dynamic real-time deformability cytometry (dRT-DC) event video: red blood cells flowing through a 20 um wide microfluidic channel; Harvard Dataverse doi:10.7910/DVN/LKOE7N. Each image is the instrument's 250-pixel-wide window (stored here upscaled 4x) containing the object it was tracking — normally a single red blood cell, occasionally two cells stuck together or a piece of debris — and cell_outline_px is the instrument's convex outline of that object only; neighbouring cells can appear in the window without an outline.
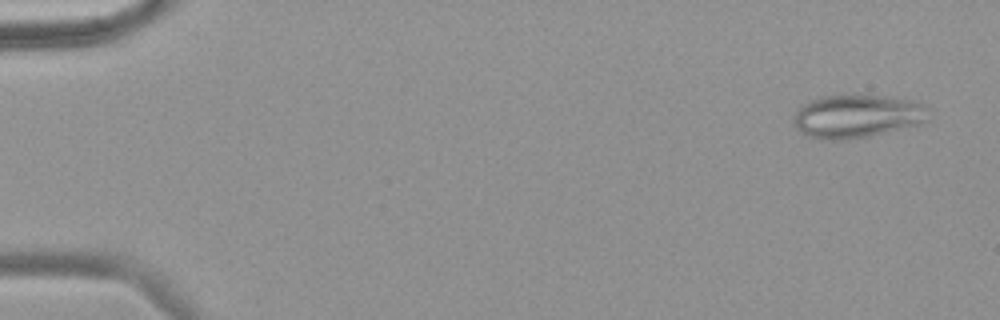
{"species": "common noctule bat (a hibernating species)", "species_latin": "Nyctalus noctula", "temperature_condition": "warm", "stored_images_in_passage": 57, "camera_frame_rate_fps": 3000, "um_per_image_px": 0.085, "animal": {"sex": "female", "body_mass_g": 18.4}, "frame": {"image": 1, "passage_image": 3, "time_ms": 0.667, "image_size_px": [1000, 320], "cell_outline_px": [[928, 120], [920, 124], [868, 136], [848, 140], [832, 140], [808, 136], [800, 132], [796, 128], [796, 112], [800, 104], [816, 96], [840, 92], [852, 92], [916, 100], [928, 108]], "centroid_in_image_um": [72.84, 9.81], "position_along_channel_um": 12.2, "area_um2": 35.08}}
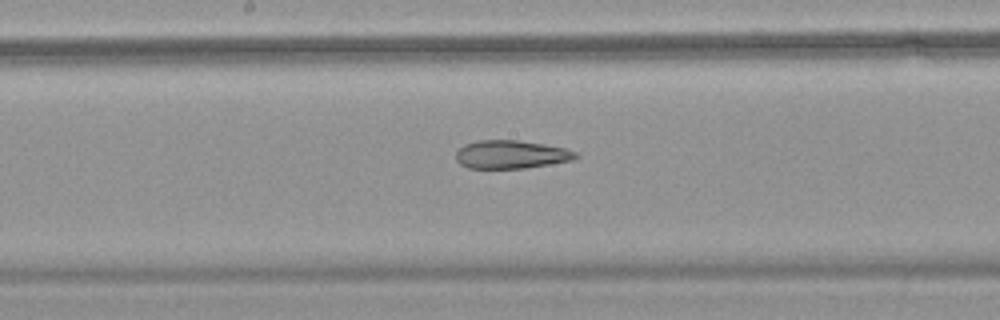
{"frame": {"image": 2, "passage_image": 31, "time_ms": 10.0, "image_size_px": [1000, 320], "cell_outline_px": [[580, 156], [572, 160], [524, 168], [468, 168], [460, 164], [456, 160], [456, 152], [464, 144], [480, 140], [516, 140], [544, 144], [564, 148], [576, 152]], "centroid_in_image_um": [43.42, 13.13], "position_along_channel_um": 204.8, "area_um2": 19.59}}
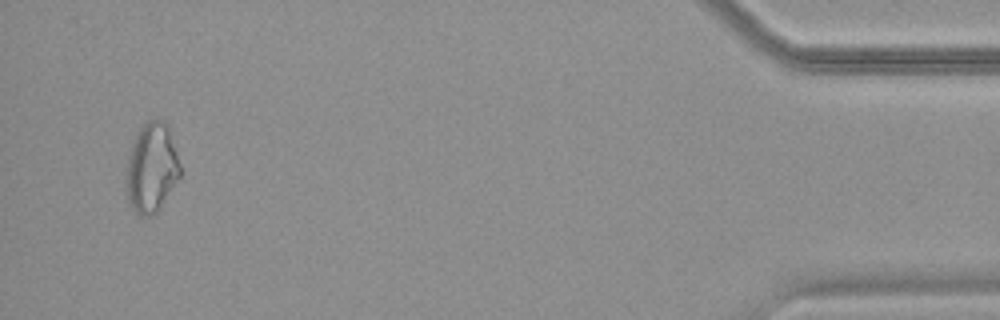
{"frame": {"image": 3, "passage_image": 55, "time_ms": 18.0, "image_size_px": [1000, 320], "cell_outline_px": [[180, 176], [160, 208], [152, 216], [140, 216], [128, 204], [124, 192], [124, 180], [128, 156], [136, 132], [144, 120], [156, 116], [164, 120], [168, 124], [180, 164]], "centroid_in_image_um": [12.84, 14.23], "position_along_channel_um": 422.4, "area_um2": 29.13}, "authors_computed_cell_mechanics": {"area_um2": 26.1834, "velocity_mm_per_s": 3.606, "shape_relaxation_time_tau1_ms": null, "shape_relaxation_time_tau2_ms": 3.5329, "deformation_change_tau1": null, "deformation_change_tau2": 0.121}}